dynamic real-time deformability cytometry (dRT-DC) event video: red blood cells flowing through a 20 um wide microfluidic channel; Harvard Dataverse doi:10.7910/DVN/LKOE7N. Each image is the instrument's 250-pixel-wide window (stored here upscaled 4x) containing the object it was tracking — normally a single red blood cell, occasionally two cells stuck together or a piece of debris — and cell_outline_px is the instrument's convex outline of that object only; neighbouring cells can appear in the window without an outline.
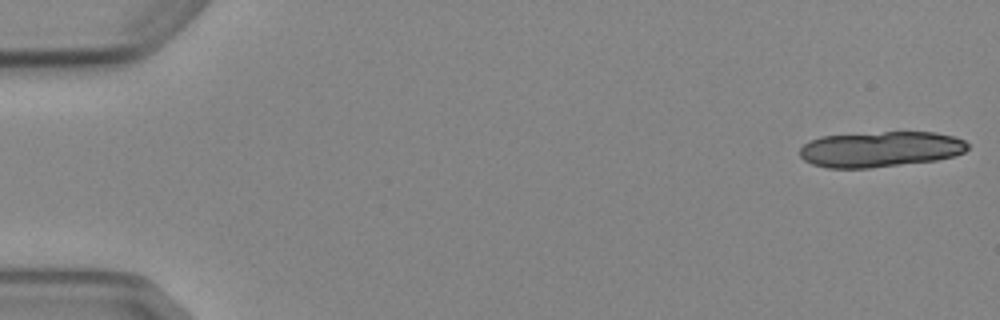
{"species": "Egyptian fruit bat (a non-hibernating species)", "species_latin": "Rousettus aegyptiacus", "temperature_condition": "cold", "stored_images_in_passage": 6, "segment_of_instrument_passage": [1, 2], "camera_frame_rate_fps": 3000, "um_per_image_px": 0.085, "animal": {"sex": "female"}, "frame": {"image": 1, "passage_image": 1, "time_ms": 0.0, "image_size_px": [1000, 320], "cell_outline_px": [[968, 148], [964, 152], [952, 156], [936, 160], [868, 168], [828, 168], [812, 164], [804, 160], [800, 156], [800, 148], [804, 144], [820, 136], [884, 132], [936, 132], [952, 136], [964, 140], [968, 144]], "centroid_in_image_um": [74.82, 12.68], "position_along_channel_um": 10.2, "area_um2": 34.68}}